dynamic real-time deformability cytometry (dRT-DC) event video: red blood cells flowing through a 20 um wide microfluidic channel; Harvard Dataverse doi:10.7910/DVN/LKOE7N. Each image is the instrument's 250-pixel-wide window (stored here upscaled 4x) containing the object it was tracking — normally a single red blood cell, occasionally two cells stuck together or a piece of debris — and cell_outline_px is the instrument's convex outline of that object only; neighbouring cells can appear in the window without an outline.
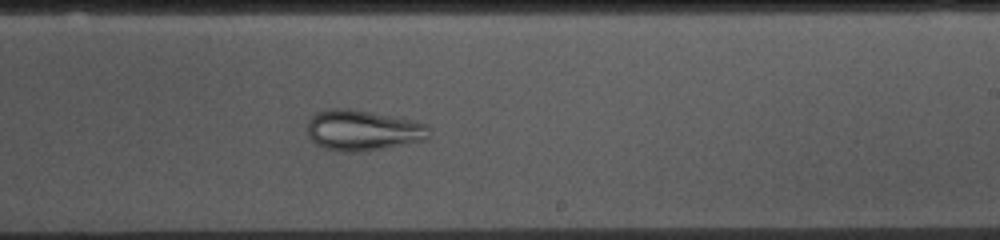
{"species": "common noctule bat (a hibernating species)", "species_latin": "Nyctalus noctula", "temperature_condition": "cold", "stored_images_in_passage": 54, "camera_frame_rate_fps": 3000, "um_per_image_px": 0.085, "animal": {"sex": "female", "body_mass_g": 10.0, "forearm_length_mm": 53.1}, "frame": {"image": 1, "passage_image": 31, "time_ms": 10.0, "image_size_px": [1000, 240], "cell_outline_px": [[428, 140], [364, 152], [340, 152], [324, 148], [316, 144], [308, 136], [308, 120], [316, 112], [328, 108], [348, 108], [412, 120], [428, 124]], "centroid_in_image_um": [30.83, 11.09], "position_along_channel_um": 258.2, "area_um2": 29.07}}